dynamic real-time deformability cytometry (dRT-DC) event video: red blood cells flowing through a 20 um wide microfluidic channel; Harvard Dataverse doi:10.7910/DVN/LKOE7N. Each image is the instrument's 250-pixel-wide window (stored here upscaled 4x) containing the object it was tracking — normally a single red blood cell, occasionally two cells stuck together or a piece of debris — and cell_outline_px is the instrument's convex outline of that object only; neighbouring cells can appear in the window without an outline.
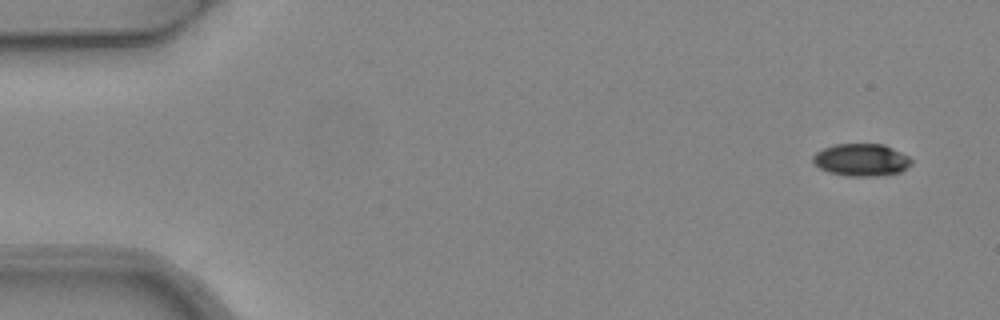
{"species": "common noctule bat (a hibernating species)", "species_latin": "Nyctalus noctula", "temperature_condition": "warm", "stored_images_in_passage": 4, "camera_frame_rate_fps": 3000, "um_per_image_px": 0.085, "animal": {"sex": "female", "body_mass_g": 24.6, "forearm_length_mm": 56.2}, "frame": {"image": 1, "passage_image": 1, "time_ms": 0.0, "image_size_px": [1000, 320], "cell_outline_px": [[912, 164], [900, 172], [876, 176], [848, 176], [828, 172], [820, 168], [812, 160], [812, 156], [816, 152], [824, 148], [836, 144], [884, 144], [908, 156], [912, 160]], "centroid_in_image_um": [73.21, 13.59], "position_along_channel_um": 11.8, "area_um2": 18.5}}